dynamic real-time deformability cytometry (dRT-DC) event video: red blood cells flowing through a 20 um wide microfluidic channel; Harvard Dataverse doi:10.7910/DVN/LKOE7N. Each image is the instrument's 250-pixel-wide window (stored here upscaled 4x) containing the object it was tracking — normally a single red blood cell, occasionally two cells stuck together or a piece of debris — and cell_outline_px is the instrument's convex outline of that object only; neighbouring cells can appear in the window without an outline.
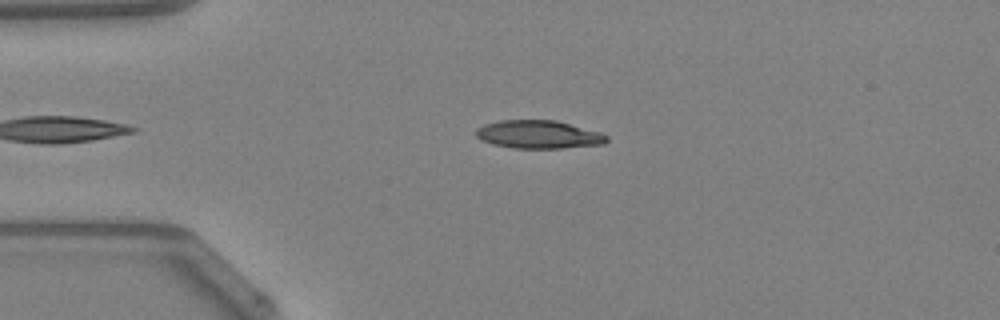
{"species": "Egyptian fruit bat (a non-hibernating species)", "species_latin": "Rousettus aegyptiacus", "temperature_condition": "warm", "stored_images_in_passage": 35, "camera_frame_rate_fps": 3000, "um_per_image_px": 0.085, "animal": {"sex": "female"}, "frame": {"image": 1, "passage_image": 3, "time_ms": 0.667, "image_size_px": [1000, 320], "cell_outline_px": [[608, 140], [604, 144], [560, 148], [516, 148], [492, 144], [480, 140], [476, 136], [476, 128], [484, 124], [500, 120], [556, 120], [600, 132], [608, 136]], "centroid_in_image_um": [45.76, 11.42], "position_along_channel_um": 39.2, "area_um2": 21.44}}
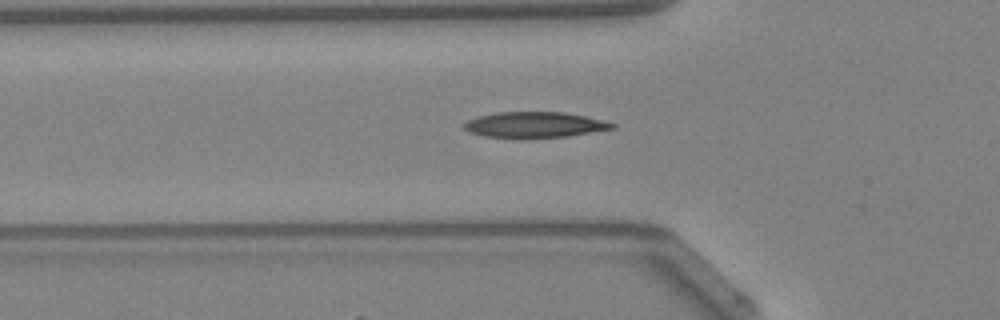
{"frame": {"image": 2, "passage_image": 8, "time_ms": 2.333, "image_size_px": [1000, 320], "cell_outline_px": [[616, 128], [568, 136], [516, 140], [484, 136], [468, 132], [464, 128], [464, 124], [468, 120], [480, 116], [496, 112], [564, 112], [604, 120], [616, 124]], "centroid_in_image_um": [45.43, 10.63], "position_along_channel_um": 80.4, "area_um2": 22.72}, "authors_computed_cell_mechanics": {"area_um2": 21.4438, "velocity_mm_per_s": 4.2751, "shape_relaxation_time_tau1_ms": null, "shape_relaxation_time_tau2_ms": 4.5347, "deformation_change_tau1": null, "deformation_change_tau2": 0.1431}}